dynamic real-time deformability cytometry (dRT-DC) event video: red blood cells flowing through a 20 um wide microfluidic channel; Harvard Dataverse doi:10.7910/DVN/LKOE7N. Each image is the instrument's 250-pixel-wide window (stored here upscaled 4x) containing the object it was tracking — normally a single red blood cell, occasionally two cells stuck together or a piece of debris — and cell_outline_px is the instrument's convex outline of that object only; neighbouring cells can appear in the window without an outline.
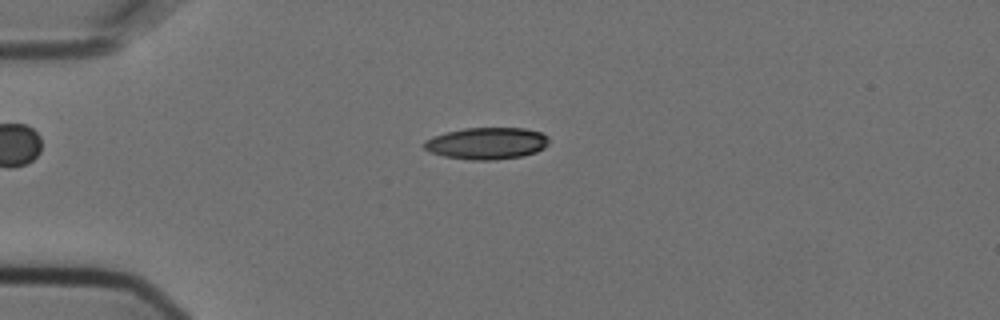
{"species": "Egyptian fruit bat (a non-hibernating species)", "species_latin": "Rousettus aegyptiacus", "temperature_condition": "cold", "stored_images_in_passage": 43, "camera_frame_rate_fps": 3000, "um_per_image_px": 0.085, "animal": {"sex": "female"}, "frame": {"image": 1, "passage_image": 1, "time_ms": 0.0, "image_size_px": [1000, 320], "cell_outline_px": [[548, 144], [544, 148], [536, 152], [524, 156], [492, 160], [472, 160], [444, 156], [428, 152], [424, 148], [424, 140], [448, 132], [464, 128], [524, 128], [540, 132], [548, 136]], "centroid_in_image_um": [41.39, 12.19], "position_along_channel_um": 43.6, "area_um2": 23.12}}
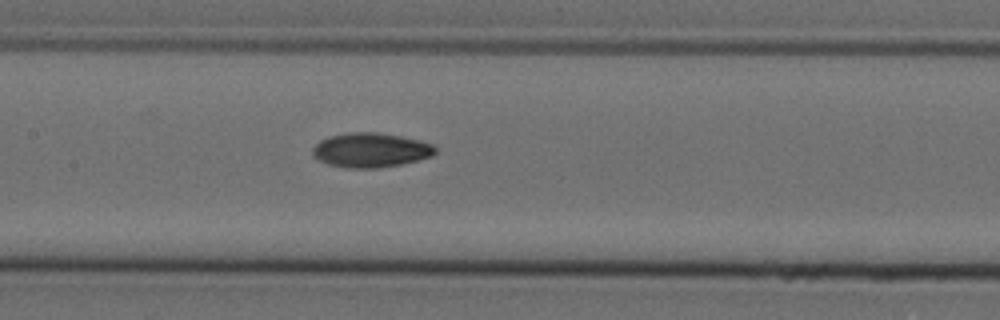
{"frame": {"image": 2, "passage_image": 14, "time_ms": 4.333, "image_size_px": [1000, 320], "cell_outline_px": [[436, 152], [432, 156], [400, 164], [380, 168], [344, 168], [328, 164], [312, 156], [312, 148], [320, 140], [328, 136], [348, 132], [376, 132], [400, 136], [420, 140], [432, 144], [436, 148]], "centroid_in_image_um": [31.48, 12.76], "position_along_channel_um": 175.9, "area_um2": 24.74}}
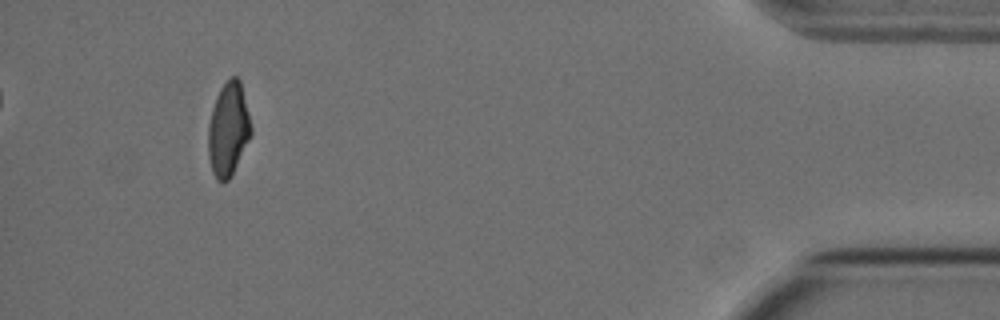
{"frame": {"image": 3, "passage_image": 39, "time_ms": 12.667, "image_size_px": [1000, 320], "cell_outline_px": [[252, 132], [232, 176], [228, 180], [216, 180], [212, 172], [208, 156], [208, 124], [212, 108], [216, 96], [220, 88], [232, 76], [236, 76], [240, 80], [252, 128]], "centroid_in_image_um": [19.39, 11.01], "position_along_channel_um": 415.8, "area_um2": 23.29}, "authors_computed_cell_mechanics": {"area_um2": 23.8714, "velocity_mm_per_s": 3.6397, "shape_relaxation_time_tau1_ms": 9.6376, "shape_relaxation_time_tau2_ms": 3.958, "deformation_change_tau1": 0.2089, "deformation_change_tau2": 0.0896}}